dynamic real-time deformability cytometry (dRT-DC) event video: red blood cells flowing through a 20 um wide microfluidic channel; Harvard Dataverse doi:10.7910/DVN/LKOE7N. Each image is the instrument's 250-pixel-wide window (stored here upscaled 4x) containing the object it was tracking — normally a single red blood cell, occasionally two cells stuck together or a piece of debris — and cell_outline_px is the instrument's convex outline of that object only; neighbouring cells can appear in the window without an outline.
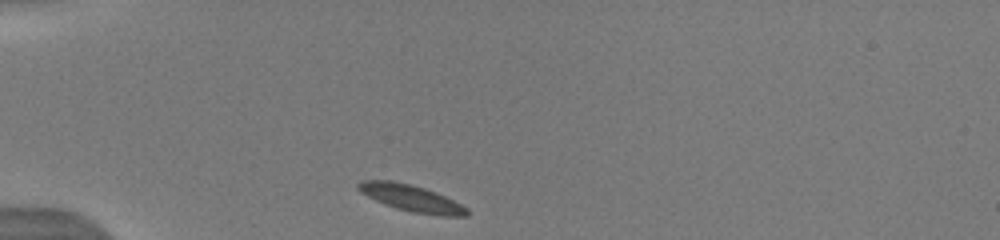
{"species": "human", "species_latin": "Homo sapiens", "temperature_condition": "warm", "stored_images_in_passage": 31, "camera_frame_rate_fps": 3000, "um_per_image_px": 0.085, "donor": {"sex": "male"}, "frame": {"image": 1, "passage_image": 1, "time_ms": 0.0, "image_size_px": [1000, 240], "cell_outline_px": [[468, 216], [440, 216], [412, 212], [396, 208], [384, 204], [360, 192], [356, 188], [356, 184], [360, 180], [392, 180], [412, 184], [436, 192], [468, 208]], "centroid_in_image_um": [34.93, 16.83], "position_along_channel_um": 50.1, "area_um2": 16.94}}